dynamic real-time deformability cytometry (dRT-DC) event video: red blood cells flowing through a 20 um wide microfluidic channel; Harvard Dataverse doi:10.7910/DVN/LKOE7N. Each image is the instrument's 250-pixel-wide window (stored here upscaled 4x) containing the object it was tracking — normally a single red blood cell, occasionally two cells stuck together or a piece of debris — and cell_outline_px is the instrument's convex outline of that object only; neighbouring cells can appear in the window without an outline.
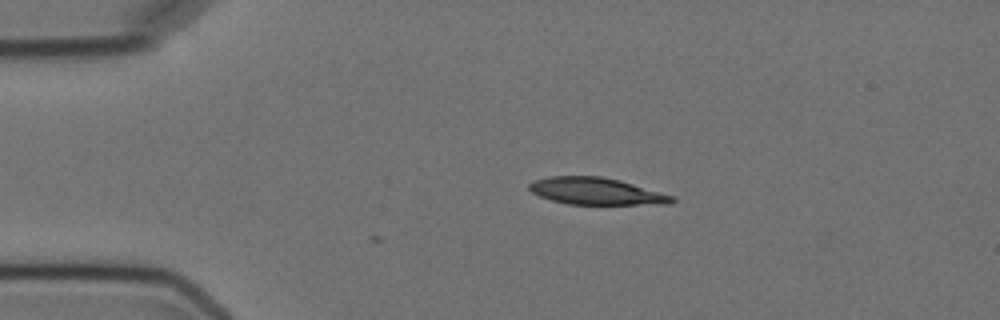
{"species": "Egyptian fruit bat (a non-hibernating species)", "species_latin": "Rousettus aegyptiacus", "temperature_condition": "cold", "stored_images_in_passage": 2, "camera_frame_rate_fps": 3000, "um_per_image_px": 0.085, "animal": {"sex": "female"}, "frame": {"image": 1, "passage_image": 2, "time_ms": 1.333, "image_size_px": [1000, 320], "cell_outline_px": [[676, 200], [672, 204], [568, 204], [552, 200], [540, 196], [532, 192], [528, 188], [528, 184], [532, 180], [548, 176], [600, 176], [620, 180], [676, 196]], "centroid_in_image_um": [50.7, 16.25], "position_along_channel_um": 34.3, "area_um2": 22.6}}